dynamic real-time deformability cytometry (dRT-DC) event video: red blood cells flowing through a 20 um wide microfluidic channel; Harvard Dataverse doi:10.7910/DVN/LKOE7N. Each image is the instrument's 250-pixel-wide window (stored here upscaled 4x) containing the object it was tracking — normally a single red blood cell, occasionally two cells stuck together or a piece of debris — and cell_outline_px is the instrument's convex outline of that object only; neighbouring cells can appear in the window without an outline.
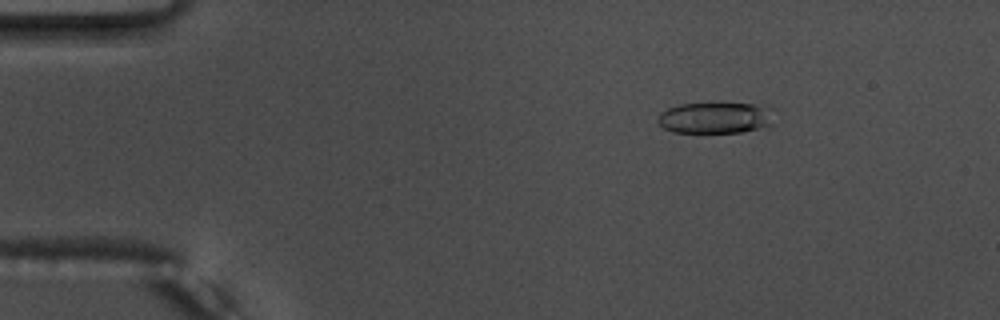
{"species": "common noctule bat (a hibernating species)", "species_latin": "Nyctalus noctula", "temperature_condition": "warm", "stored_images_in_passage": 55, "camera_frame_rate_fps": 3000, "um_per_image_px": 0.085, "animal": {"sex": "male", "body_mass_g": 17.5, "forearm_length_mm": 52.3}, "frame": {"image": 1, "passage_image": 9, "time_ms": 2.667, "image_size_px": [1000, 320], "cell_outline_px": [[776, 124], [740, 132], [672, 132], [664, 128], [656, 120], [660, 112], [668, 108], [680, 104], [768, 104], [776, 108]], "centroid_in_image_um": [60.94, 10.0], "position_along_channel_um": 24.1, "area_um2": 21.68}, "authors_computed_cell_mechanics": {"area_um2": 23.6402, "velocity_mm_per_s": 3.7529, "shape_relaxation_time_tau1_ms": 6.3423, "shape_relaxation_time_tau2_ms": 1.6067, "deformation_change_tau1": 0.2242, "deformation_change_tau2": 0.085}}